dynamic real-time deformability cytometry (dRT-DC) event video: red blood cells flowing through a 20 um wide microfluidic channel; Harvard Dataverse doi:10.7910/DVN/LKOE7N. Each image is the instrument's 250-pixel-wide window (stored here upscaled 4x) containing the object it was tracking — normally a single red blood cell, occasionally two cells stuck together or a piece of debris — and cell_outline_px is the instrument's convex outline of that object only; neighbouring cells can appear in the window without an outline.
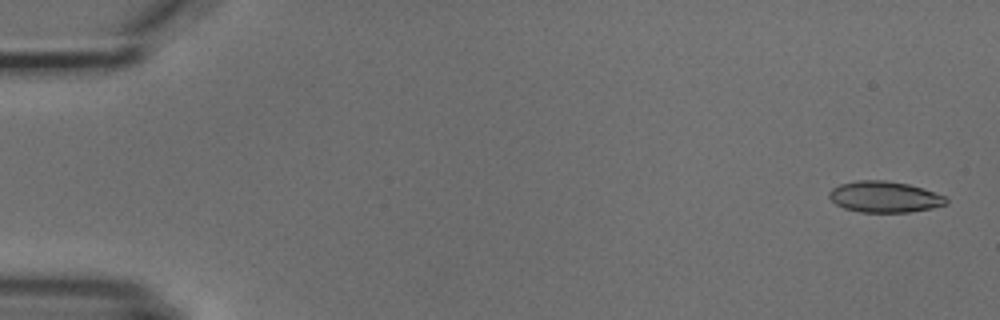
{"species": "common noctule bat (a hibernating species)", "species_latin": "Nyctalus noctula", "temperature_condition": "cold", "stored_images_in_passage": 4, "camera_frame_rate_fps": 3000, "um_per_image_px": 0.085, "animal": {"sex": "male", "body_mass_g": 18.8}, "frame": {"image": 1, "passage_image": 1, "time_ms": 0.0, "image_size_px": [1000, 320], "cell_outline_px": [[948, 204], [932, 208], [908, 212], [860, 212], [844, 208], [836, 204], [828, 196], [828, 192], [832, 188], [840, 184], [856, 180], [884, 180], [908, 184], [924, 188], [944, 196], [948, 200]], "centroid_in_image_um": [75.18, 16.73], "position_along_channel_um": 9.8, "area_um2": 21.27}}